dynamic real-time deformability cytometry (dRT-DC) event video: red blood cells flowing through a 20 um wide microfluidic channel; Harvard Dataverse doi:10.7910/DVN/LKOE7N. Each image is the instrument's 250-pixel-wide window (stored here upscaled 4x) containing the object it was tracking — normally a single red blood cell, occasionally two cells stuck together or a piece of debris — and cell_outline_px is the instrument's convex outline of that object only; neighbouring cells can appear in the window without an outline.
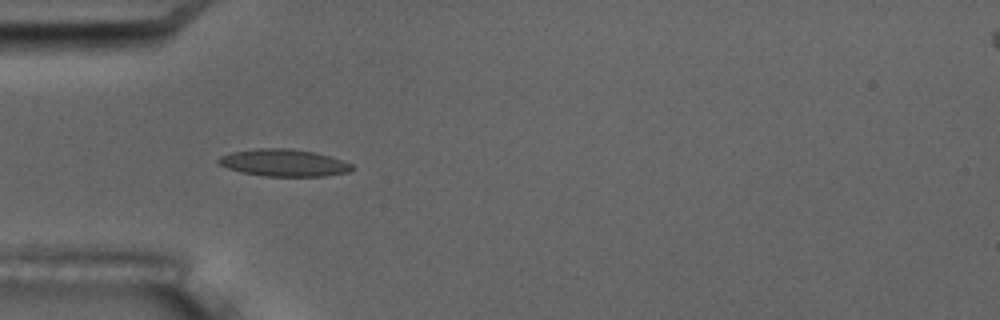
{"species": "common noctule bat (a hibernating species)", "species_latin": "Nyctalus noctula", "temperature_condition": "room temperature", "stored_images_in_passage": 5, "camera_frame_rate_fps": 3000, "um_per_image_px": 0.085, "animal": {"sex": "male", "body_mass_g": 17.5, "forearm_length_mm": 52.3}, "frame": {"image": 1, "passage_image": 4, "time_ms": 4.333, "image_size_px": [1000, 320], "cell_outline_px": [[352, 168], [348, 172], [324, 176], [264, 176], [240, 172], [228, 168], [220, 164], [216, 160], [220, 156], [232, 152], [256, 148], [292, 148], [316, 152], [344, 160], [352, 164]], "centroid_in_image_um": [24.12, 13.83], "position_along_channel_um": 60.9, "area_um2": 21.21}}